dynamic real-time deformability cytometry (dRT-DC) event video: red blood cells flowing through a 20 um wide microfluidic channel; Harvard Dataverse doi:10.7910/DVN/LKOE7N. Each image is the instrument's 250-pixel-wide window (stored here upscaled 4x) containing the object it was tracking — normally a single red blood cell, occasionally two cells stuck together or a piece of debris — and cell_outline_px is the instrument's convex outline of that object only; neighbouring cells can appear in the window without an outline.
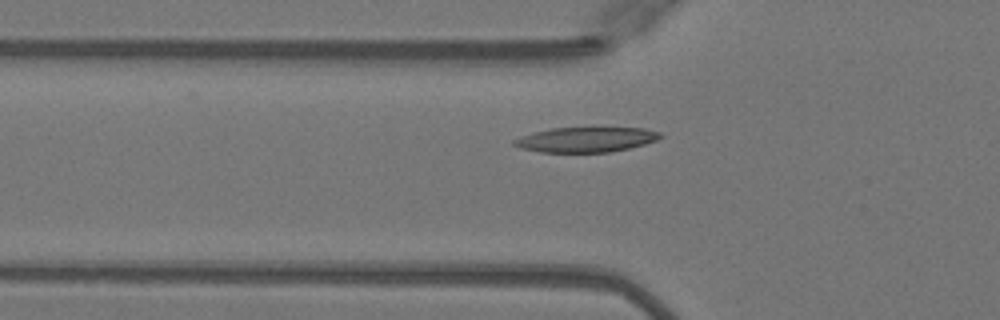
{"species": "Egyptian fruit bat (a non-hibernating species)", "species_latin": "Rousettus aegyptiacus", "temperature_condition": "warm", "stored_images_in_passage": 36, "camera_frame_rate_fps": 3000, "um_per_image_px": 0.085, "animal": {"sex": "female"}, "frame": {"image": 1, "passage_image": 3, "time_ms": 0.667, "image_size_px": [1000, 320], "cell_outline_px": [[664, 136], [656, 140], [644, 144], [612, 152], [540, 152], [520, 148], [512, 144], [512, 140], [520, 136], [552, 128], [644, 128], [660, 132]], "centroid_in_image_um": [49.8, 11.87], "position_along_channel_um": 76.0, "area_um2": 21.21}}
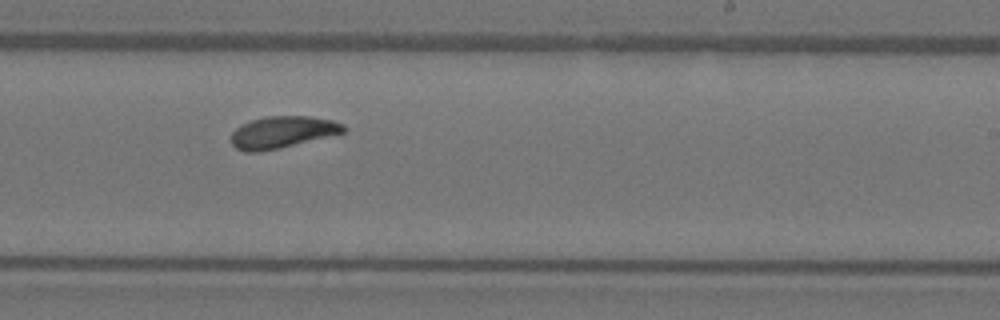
{"frame": {"image": 2, "passage_image": 17, "time_ms": 5.333, "image_size_px": [1000, 320], "cell_outline_px": [[348, 128], [344, 132], [280, 148], [260, 152], [244, 152], [236, 148], [232, 144], [232, 132], [236, 128], [252, 120], [268, 116], [308, 116], [332, 120], [344, 124]], "centroid_in_image_um": [24.01, 11.24], "position_along_channel_um": 265.0, "area_um2": 20.69}}
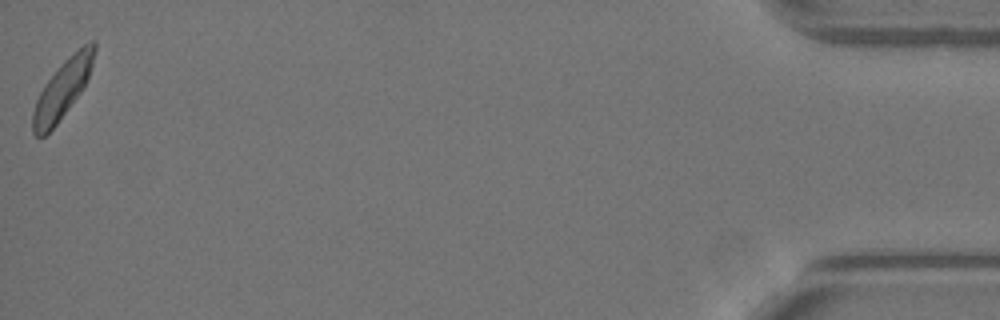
{"frame": {"image": 3, "passage_image": 36, "time_ms": 11.667, "image_size_px": [1000, 320], "cell_outline_px": [[96, 48], [92, 64], [88, 76], [80, 92], [56, 124], [44, 136], [36, 136], [32, 132], [32, 112], [36, 100], [44, 84], [60, 64], [68, 56], [84, 44], [92, 40], [96, 40]], "centroid_in_image_um": [5.29, 7.55], "position_along_channel_um": 429.9, "area_um2": 20.46}, "authors_computed_cell_mechanics": {"area_um2": 20.9525, "velocity_mm_per_s": 4.0417, "shape_relaxation_time_tau1_ms": 2.4892, "shape_relaxation_time_tau2_ms": 2.2885, "deformation_change_tau1": 0.1478, "deformation_change_tau2": 0.0765}}